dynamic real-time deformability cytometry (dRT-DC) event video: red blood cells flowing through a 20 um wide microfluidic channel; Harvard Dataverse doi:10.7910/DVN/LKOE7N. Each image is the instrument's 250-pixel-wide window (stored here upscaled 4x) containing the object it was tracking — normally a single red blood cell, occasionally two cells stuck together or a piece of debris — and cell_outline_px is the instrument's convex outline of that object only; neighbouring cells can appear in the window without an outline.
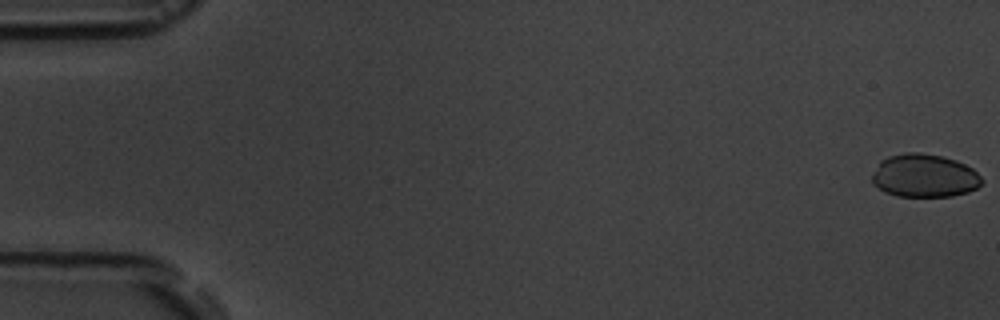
{"species": "common noctule bat (a hibernating species)", "species_latin": "Nyctalus noctula", "temperature_condition": "room temperature", "stored_images_in_passage": 18, "segment_of_instrument_passage": [1, 2], "camera_frame_rate_fps": 3000, "um_per_image_px": 0.085, "animal": {"sex": "male", "body_mass_g": 19.5, "forearm_length_mm": 54.6}, "frame": {"image": 1, "passage_image": 1, "time_ms": 0.0, "image_size_px": [1000, 320], "cell_outline_px": [[984, 180], [976, 188], [968, 192], [952, 196], [896, 196], [884, 192], [872, 184], [872, 176], [880, 160], [888, 156], [904, 152], [920, 152], [944, 156], [956, 160], [972, 168]], "centroid_in_image_um": [78.55, 14.93], "position_along_channel_um": 6.4, "area_um2": 27.8}}
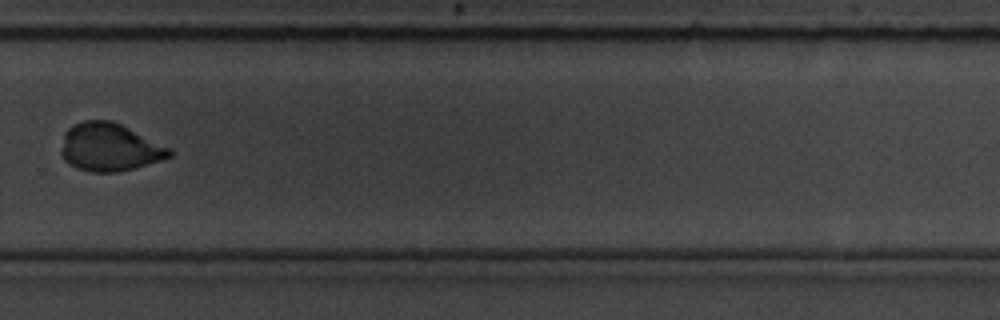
{"frame": {"image": 2, "passage_image": 12, "time_ms": 12.667, "image_size_px": [1000, 320], "cell_outline_px": [[172, 156], [160, 160], [132, 168], [116, 172], [92, 172], [76, 168], [68, 164], [64, 160], [60, 152], [64, 132], [72, 124], [84, 120], [112, 120], [172, 148]], "centroid_in_image_um": [9.28, 12.5], "position_along_channel_um": 320.5, "area_um2": 30.35}}
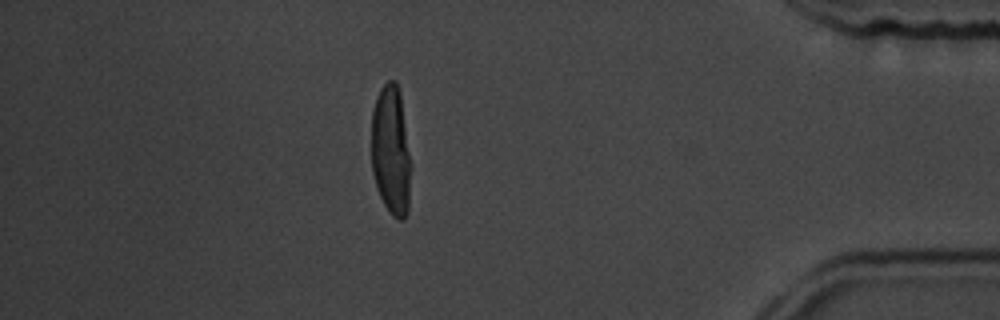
{"frame": {"image": 3, "passage_image": 15, "time_ms": 16.0, "image_size_px": [1000, 320], "cell_outline_px": [[408, 212], [404, 220], [400, 220], [392, 216], [384, 204], [376, 188], [372, 172], [372, 108], [376, 96], [380, 88], [388, 80], [396, 80], [400, 92], [408, 152]], "centroid_in_image_um": [33.18, 12.77], "position_along_channel_um": 402.0, "area_um2": 29.25}}